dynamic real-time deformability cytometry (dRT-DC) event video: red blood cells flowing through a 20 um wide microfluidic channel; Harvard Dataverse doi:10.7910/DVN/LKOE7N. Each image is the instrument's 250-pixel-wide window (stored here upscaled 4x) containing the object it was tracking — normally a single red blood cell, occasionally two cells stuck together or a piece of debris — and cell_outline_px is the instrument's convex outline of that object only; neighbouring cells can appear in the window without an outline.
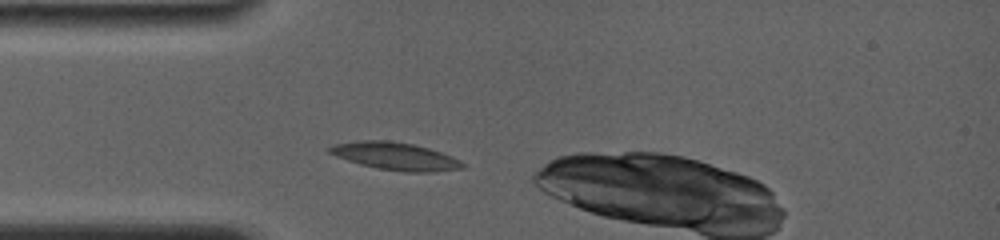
{"species": "common noctule bat (a hibernating species)", "species_latin": "Nyctalus noctula", "temperature_condition": "room temperature", "stored_images_in_passage": 5, "camera_frame_rate_fps": 4000, "um_per_image_px": 0.085, "animal": {"sex": "female", "body_mass_g": 19.0, "forearm_length_mm": 56.7}, "frame": {"image": 1, "passage_image": 1, "time_ms": 0.0, "image_size_px": [1000, 240], "cell_outline_px": [[464, 168], [436, 172], [408, 172], [376, 168], [360, 164], [336, 156], [328, 152], [328, 148], [332, 144], [364, 140], [388, 140], [412, 144], [428, 148], [452, 156], [460, 160], [464, 164]], "centroid_in_image_um": [33.61, 13.28], "position_along_channel_um": 51.4, "area_um2": 21.33}}